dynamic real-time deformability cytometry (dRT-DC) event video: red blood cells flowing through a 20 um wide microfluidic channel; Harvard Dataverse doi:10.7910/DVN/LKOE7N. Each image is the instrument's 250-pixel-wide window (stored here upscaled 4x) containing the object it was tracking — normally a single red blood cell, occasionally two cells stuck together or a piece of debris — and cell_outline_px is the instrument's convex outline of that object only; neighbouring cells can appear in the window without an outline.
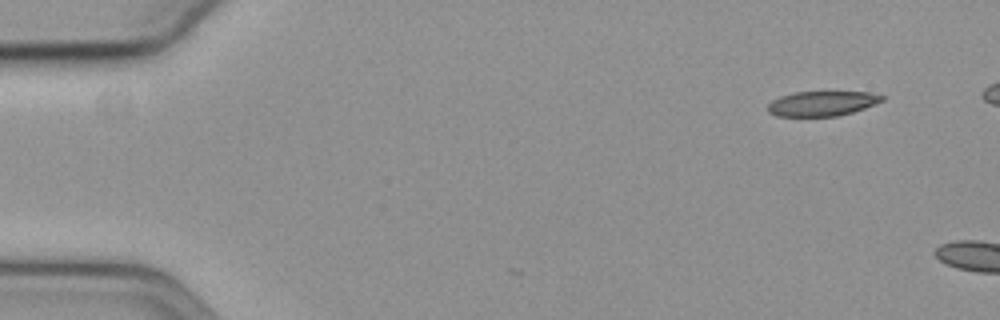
{"species": "common noctule bat (a hibernating species)", "species_latin": "Nyctalus noctula", "temperature_condition": "cold", "stored_images_in_passage": 5, "camera_frame_rate_fps": 3000, "um_per_image_px": 0.085, "animal": {"sex": "female", "body_mass_g": 19.3, "forearm_length_mm": 54.1}, "frame": {"image": 1, "passage_image": 1, "time_ms": 0.0, "image_size_px": [1000, 320], "cell_outline_px": [[884, 100], [864, 108], [852, 112], [836, 116], [776, 116], [768, 112], [768, 104], [772, 100], [780, 96], [792, 92], [828, 88], [872, 92], [884, 96]], "centroid_in_image_um": [69.9, 8.72], "position_along_channel_um": 15.1, "area_um2": 17.69}}